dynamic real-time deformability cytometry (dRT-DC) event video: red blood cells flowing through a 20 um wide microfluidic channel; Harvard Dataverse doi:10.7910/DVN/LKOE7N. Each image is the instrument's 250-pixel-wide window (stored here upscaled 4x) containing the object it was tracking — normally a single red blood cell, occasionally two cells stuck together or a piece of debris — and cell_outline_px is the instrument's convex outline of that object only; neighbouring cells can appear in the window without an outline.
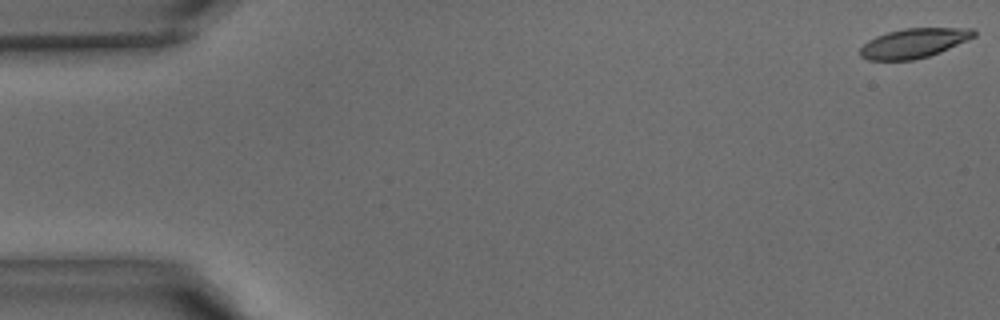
{"species": "common noctule bat (a hibernating species)", "species_latin": "Nyctalus noctula", "temperature_condition": "warm", "stored_images_in_passage": 11, "camera_frame_rate_fps": 3000, "um_per_image_px": 0.085, "animal": {"sex": "male", "body_mass_g": 15.6}, "frame": {"image": 1, "passage_image": 1, "time_ms": 0.0, "image_size_px": [1000, 320], "cell_outline_px": [[976, 36], [968, 40], [940, 52], [928, 56], [912, 60], [868, 60], [860, 56], [860, 48], [868, 40], [876, 36], [888, 32], [904, 28], [972, 28], [976, 32]], "centroid_in_image_um": [77.68, 3.66], "position_along_channel_um": 7.3, "area_um2": 19.54}}